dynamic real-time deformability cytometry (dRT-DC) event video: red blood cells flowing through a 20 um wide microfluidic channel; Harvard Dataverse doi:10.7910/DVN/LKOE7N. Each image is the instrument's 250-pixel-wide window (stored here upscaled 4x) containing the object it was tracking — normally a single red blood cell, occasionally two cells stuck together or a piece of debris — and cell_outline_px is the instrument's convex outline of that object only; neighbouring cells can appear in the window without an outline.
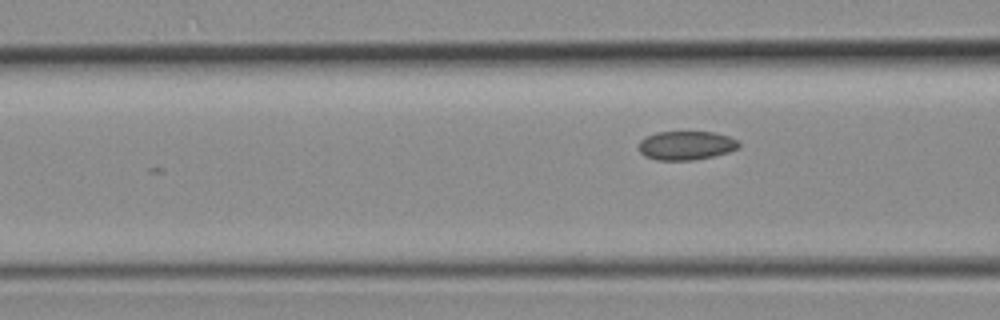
{"species": "common noctule bat (a hibernating species)", "species_latin": "Nyctalus noctula", "temperature_condition": "room temperature", "stored_images_in_passage": 16, "camera_frame_rate_fps": 3000, "um_per_image_px": 0.085, "animal": {"sex": "female", "body_mass_g": 19.3, "forearm_length_mm": 54.1}, "frame": {"image": 1, "passage_image": 16, "time_ms": 5.0, "image_size_px": [1000, 320], "cell_outline_px": [[740, 148], [728, 152], [712, 156], [692, 160], [656, 160], [644, 156], [640, 152], [640, 140], [656, 132], [712, 132], [728, 136], [736, 140], [740, 144]], "centroid_in_image_um": [58.32, 12.37], "position_along_channel_um": 108.3, "area_um2": 16.7}}